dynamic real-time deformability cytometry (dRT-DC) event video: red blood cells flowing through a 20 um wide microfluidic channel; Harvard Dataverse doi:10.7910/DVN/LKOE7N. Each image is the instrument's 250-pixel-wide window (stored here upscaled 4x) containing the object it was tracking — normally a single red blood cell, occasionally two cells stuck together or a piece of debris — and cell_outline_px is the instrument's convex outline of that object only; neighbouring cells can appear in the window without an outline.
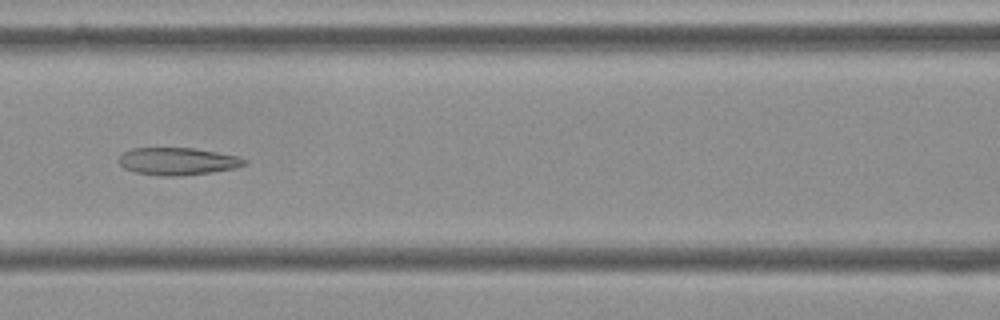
{"species": "Egyptian fruit bat (a non-hibernating species)", "species_latin": "Rousettus aegyptiacus", "temperature_condition": "cold", "stored_images_in_passage": 9, "camera_frame_rate_fps": 3000, "um_per_image_px": 0.085, "frame": {"image": 1, "passage_image": 8, "time_ms": 2.333, "image_size_px": [1000, 320], "cell_outline_px": [[248, 164], [236, 168], [212, 172], [180, 176], [160, 176], [136, 172], [124, 168], [116, 160], [124, 152], [132, 148], [192, 148], [216, 152], [236, 156], [248, 160]], "centroid_in_image_um": [15.1, 13.72], "position_along_channel_um": 151.5, "area_um2": 20.11}}
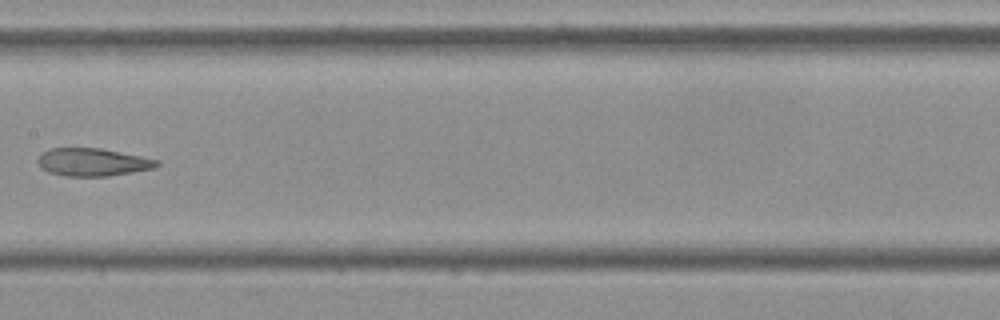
{"frame": {"image": 2, "passage_image": 9, "time_ms": 2.667, "image_size_px": [1000, 320], "cell_outline_px": [[160, 164], [156, 168], [108, 176], [64, 176], [48, 172], [40, 168], [36, 160], [40, 152], [48, 148], [100, 148], [160, 160]], "centroid_in_image_um": [7.83, 13.78], "position_along_channel_um": 199.6, "area_um2": 19.54}}